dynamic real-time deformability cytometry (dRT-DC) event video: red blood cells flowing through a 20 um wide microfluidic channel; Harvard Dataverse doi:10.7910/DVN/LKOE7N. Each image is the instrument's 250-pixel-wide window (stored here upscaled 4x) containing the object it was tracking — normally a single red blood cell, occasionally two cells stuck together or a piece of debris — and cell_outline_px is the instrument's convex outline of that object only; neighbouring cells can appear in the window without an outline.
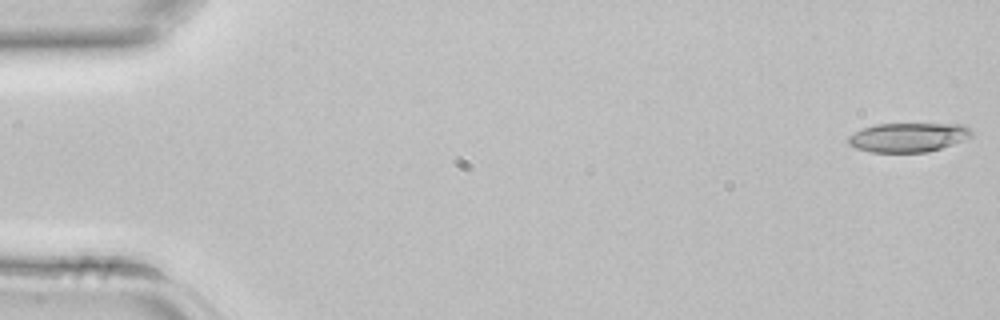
{"species": "common noctule bat (a hibernating species)", "species_latin": "Nyctalus noctula", "temperature_condition": "room temperature", "stored_images_in_passage": 43, "camera_frame_rate_fps": 3000, "um_per_image_px": 0.085, "animal": {"sex": "female", "body_mass_g": 22.7, "forearm_length_mm": 54.2}, "frame": {"image": 1, "passage_image": 1, "time_ms": 0.0, "image_size_px": [1000, 320], "cell_outline_px": [[972, 136], [952, 144], [928, 152], [872, 152], [856, 148], [848, 144], [848, 136], [864, 128], [876, 124], [964, 124], [972, 132]], "centroid_in_image_um": [77.19, 11.67], "position_along_channel_um": 7.8, "area_um2": 20.75}}
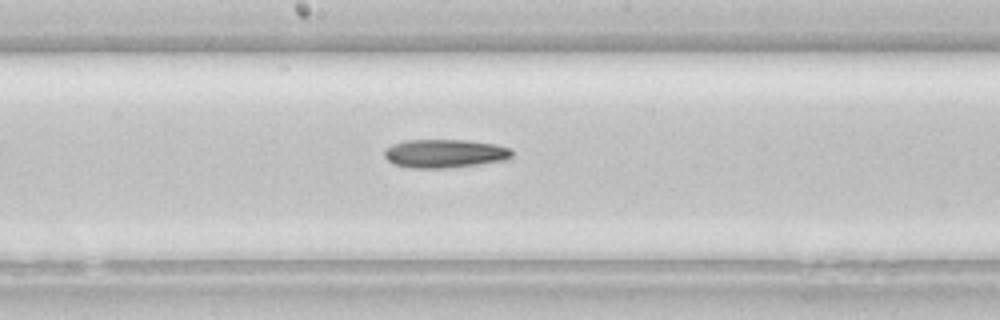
{"frame": {"image": 2, "passage_image": 23, "time_ms": 7.333, "image_size_px": [1000, 320], "cell_outline_px": [[512, 156], [504, 160], [476, 164], [444, 168], [412, 168], [396, 164], [388, 160], [384, 156], [384, 148], [392, 144], [404, 140], [468, 140], [496, 144], [512, 148]], "centroid_in_image_um": [37.79, 13.03], "position_along_channel_um": 210.4, "area_um2": 21.15}}
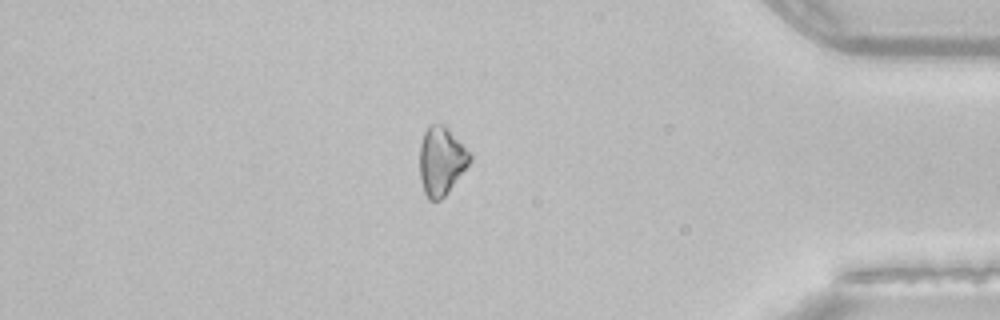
{"frame": {"image": 3, "passage_image": 37, "time_ms": 12.0, "image_size_px": [1000, 320], "cell_outline_px": [[472, 160], [448, 192], [440, 200], [428, 200], [424, 192], [420, 180], [420, 144], [424, 132], [428, 124], [444, 124], [472, 152]], "centroid_in_image_um": [37.52, 13.65], "position_along_channel_um": 397.7, "area_um2": 20.29}}